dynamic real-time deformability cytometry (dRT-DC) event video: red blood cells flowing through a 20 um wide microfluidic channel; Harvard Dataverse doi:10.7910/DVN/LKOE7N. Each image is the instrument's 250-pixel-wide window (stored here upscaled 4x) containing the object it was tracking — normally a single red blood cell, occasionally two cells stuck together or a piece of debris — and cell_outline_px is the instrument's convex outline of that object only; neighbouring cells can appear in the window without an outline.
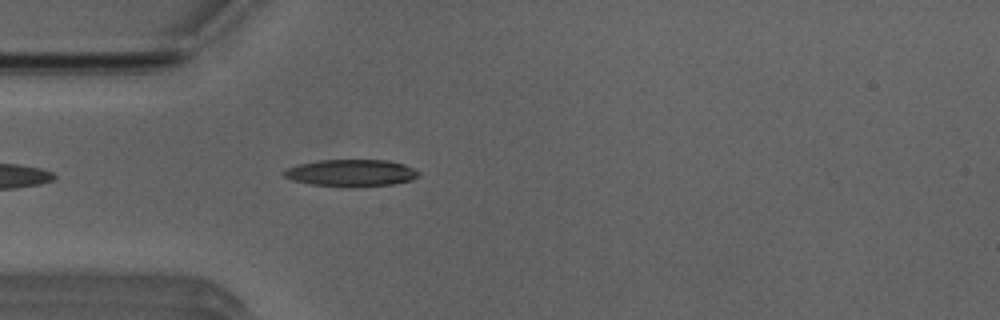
{"species": "Egyptian fruit bat (a non-hibernating species)", "species_latin": "Rousettus aegyptiacus", "temperature_condition": "room temperature", "stored_images_in_passage": 28, "camera_frame_rate_fps": 3000, "um_per_image_px": 0.085, "animal": {"sex": "male"}, "frame": {"image": 1, "passage_image": 1, "time_ms": 0.0, "image_size_px": [1000, 320], "cell_outline_px": [[420, 176], [412, 180], [392, 184], [352, 188], [348, 188], [312, 184], [292, 180], [284, 176], [284, 172], [288, 168], [300, 164], [320, 160], [388, 160], [404, 164], [420, 172]], "centroid_in_image_um": [29.9, 14.71], "position_along_channel_um": 55.1, "area_um2": 21.27}}
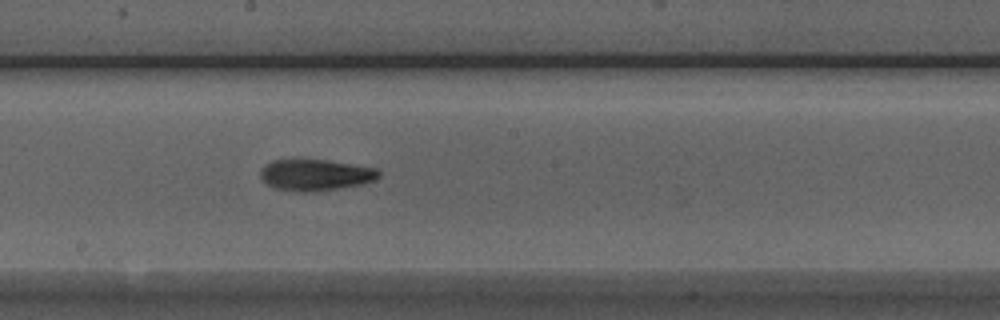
{"frame": {"image": 2, "passage_image": 14, "time_ms": 4.333, "image_size_px": [1000, 320], "cell_outline_px": [[380, 176], [376, 180], [364, 184], [312, 192], [300, 192], [276, 188], [268, 184], [260, 176], [260, 168], [264, 164], [272, 160], [328, 160], [376, 168], [380, 172]], "centroid_in_image_um": [26.83, 14.87], "position_along_channel_um": 221.4, "area_um2": 21.62}}
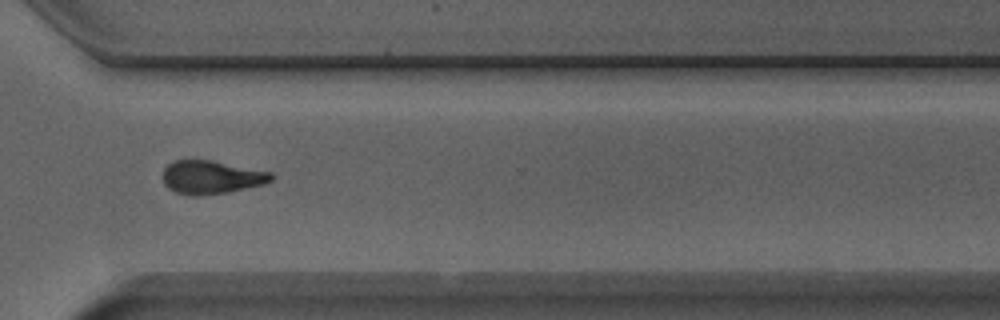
{"frame": {"image": 3, "passage_image": 24, "time_ms": 7.667, "image_size_px": [1000, 320], "cell_outline_px": [[276, 176], [272, 180], [264, 184], [228, 192], [200, 196], [196, 196], [176, 192], [168, 188], [164, 184], [164, 168], [172, 160], [212, 160], [272, 172]], "centroid_in_image_um": [17.99, 15.06], "position_along_channel_um": 352.6, "area_um2": 21.15}, "authors_computed_cell_mechanics": {"area_um2": 21.1259, "velocity_mm_per_s": 3.9379, "shape_relaxation_time_tau1_ms": 3.4775, "shape_relaxation_time_tau2_ms": 3.9816, "deformation_change_tau1": 0.1677, "deformation_change_tau2": 0.1319}}